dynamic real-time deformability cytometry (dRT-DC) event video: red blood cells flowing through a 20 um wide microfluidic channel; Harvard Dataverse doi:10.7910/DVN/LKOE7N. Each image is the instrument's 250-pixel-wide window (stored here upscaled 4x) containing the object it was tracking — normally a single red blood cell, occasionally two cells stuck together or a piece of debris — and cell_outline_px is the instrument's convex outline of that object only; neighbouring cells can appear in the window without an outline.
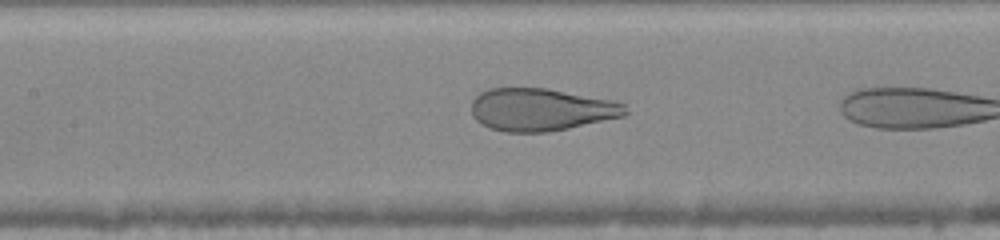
{"species": "human", "species_latin": "Homo sapiens", "temperature_condition": "warm", "stored_images_in_passage": 7, "camera_frame_rate_fps": 3000, "um_per_image_px": 0.085, "donor": {"sex": "female"}, "frame": {"image": 1, "passage_image": 6, "time_ms": 1.667, "image_size_px": [1000, 240], "cell_outline_px": [[628, 112], [624, 116], [568, 128], [548, 132], [504, 132], [488, 128], [480, 124], [472, 116], [472, 100], [480, 92], [488, 88], [544, 88], [612, 100], [624, 104]], "centroid_in_image_um": [45.94, 9.32], "position_along_channel_um": 161.5, "area_um2": 38.15}}